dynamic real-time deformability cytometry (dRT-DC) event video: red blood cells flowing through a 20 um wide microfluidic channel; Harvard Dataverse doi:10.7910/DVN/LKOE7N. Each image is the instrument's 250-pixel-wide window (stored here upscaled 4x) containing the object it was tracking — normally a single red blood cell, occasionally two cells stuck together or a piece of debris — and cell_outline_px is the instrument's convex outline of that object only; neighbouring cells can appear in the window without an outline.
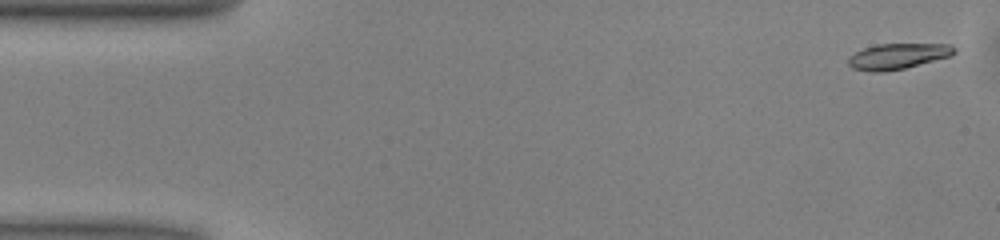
{"species": "common noctule bat (a hibernating species)", "species_latin": "Nyctalus noctula", "temperature_condition": "warm", "stored_images_in_passage": 51, "camera_frame_rate_fps": 3000, "um_per_image_px": 0.085, "animal": {"sex": "male", "body_mass_g": 13.0, "forearm_length_mm": 53.1}, "frame": {"image": 1, "passage_image": 2, "time_ms": 0.333, "image_size_px": [1000, 240], "cell_outline_px": [[956, 52], [952, 56], [904, 68], [884, 72], [868, 72], [852, 68], [848, 64], [848, 56], [864, 48], [876, 44], [952, 44], [956, 48]], "centroid_in_image_um": [76.32, 4.78], "position_along_channel_um": 8.7, "area_um2": 16.01}}
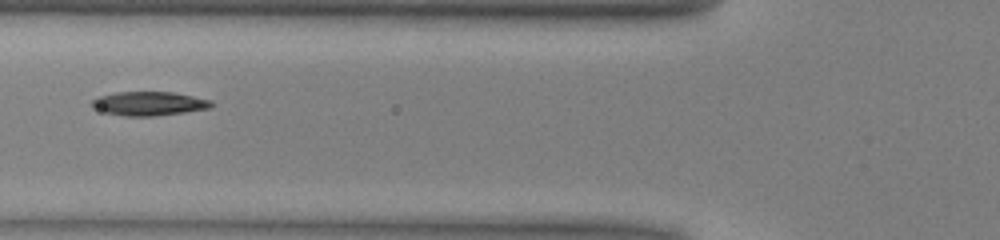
{"frame": {"image": 2, "passage_image": 19, "time_ms": 6.0, "image_size_px": [1000, 240], "cell_outline_px": [[212, 104], [208, 108], [184, 112], [156, 116], [124, 116], [104, 112], [92, 108], [88, 104], [92, 100], [100, 96], [116, 92], [172, 92], [212, 100]], "centroid_in_image_um": [12.6, 8.8], "position_along_channel_um": 113.2, "area_um2": 16.65}}
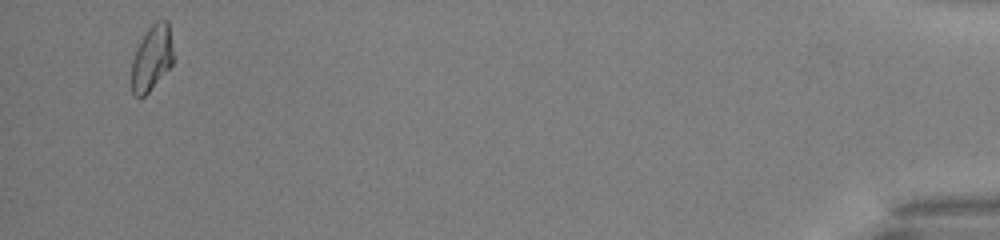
{"frame": {"image": 3, "passage_image": 49, "time_ms": 16.0, "image_size_px": [1000, 240], "cell_outline_px": [[172, 64], [148, 92], [144, 96], [136, 96], [132, 92], [132, 60], [136, 48], [140, 40], [148, 28], [156, 20], [168, 20], [172, 48]], "centroid_in_image_um": [12.89, 4.9], "position_along_channel_um": 422.3, "area_um2": 15.61}, "authors_computed_cell_mechanics": {"area_um2": 16.2996, "velocity_mm_per_s": 4.0225, "shape_relaxation_time_tau1_ms": 3.3415, "shape_relaxation_time_tau2_ms": 6.6002, "deformation_change_tau1": 0.1595, "deformation_change_tau2": 0.1157}}